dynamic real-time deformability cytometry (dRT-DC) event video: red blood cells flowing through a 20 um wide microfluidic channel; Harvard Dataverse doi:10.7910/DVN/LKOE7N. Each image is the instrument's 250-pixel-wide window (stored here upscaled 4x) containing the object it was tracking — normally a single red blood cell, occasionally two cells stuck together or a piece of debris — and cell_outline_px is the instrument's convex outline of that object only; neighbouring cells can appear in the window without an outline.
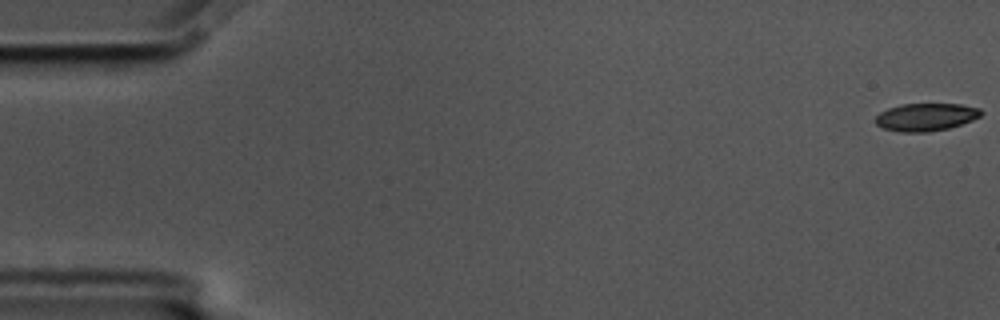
{"species": "common noctule bat (a hibernating species)", "species_latin": "Nyctalus noctula", "temperature_condition": "cold", "stored_images_in_passage": 58, "camera_frame_rate_fps": 3000, "um_per_image_px": 0.085, "animal": {"sex": "male", "body_mass_g": 17.5, "forearm_length_mm": 52.3}, "frame": {"image": 1, "passage_image": 1, "time_ms": 0.0, "image_size_px": [1000, 320], "cell_outline_px": [[984, 112], [980, 116], [972, 120], [948, 128], [928, 132], [900, 132], [884, 128], [876, 124], [876, 116], [880, 112], [888, 108], [900, 104], [960, 104], [980, 108]], "centroid_in_image_um": [78.7, 9.94], "position_along_channel_um": 6.3, "area_um2": 16.99}}
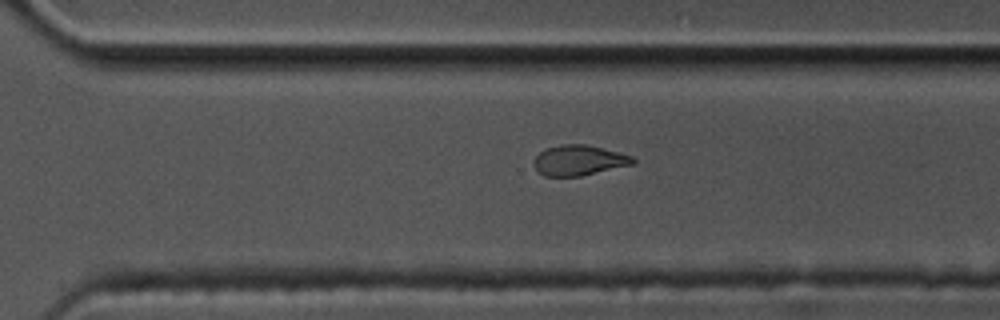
{"frame": {"image": 2, "passage_image": 41, "time_ms": 13.333, "image_size_px": [1000, 320], "cell_outline_px": [[636, 164], [580, 176], [544, 176], [532, 164], [536, 156], [540, 152], [548, 148], [560, 144], [584, 144], [632, 156], [636, 160]], "centroid_in_image_um": [49.22, 13.63], "position_along_channel_um": 321.4, "area_um2": 17.34}}
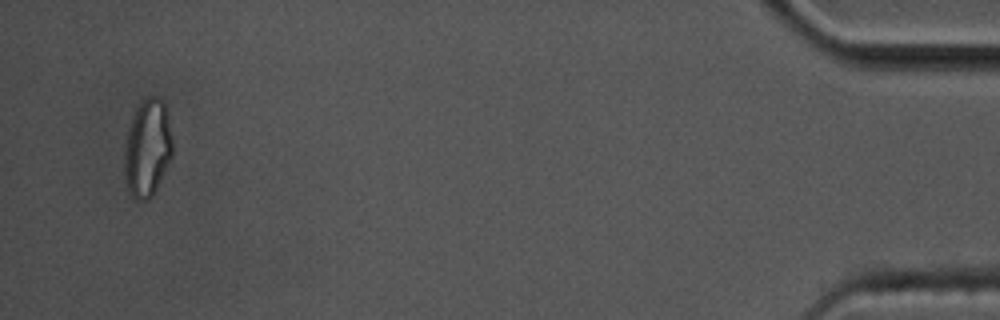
{"frame": {"image": 3, "passage_image": 57, "time_ms": 18.667, "image_size_px": [1000, 320], "cell_outline_px": [[172, 156], [152, 196], [148, 200], [136, 200], [128, 192], [124, 172], [124, 148], [132, 116], [140, 100], [148, 96], [156, 96], [164, 100], [168, 116], [172, 136]], "centroid_in_image_um": [12.53, 12.56], "position_along_channel_um": 422.7, "area_um2": 27.57}}